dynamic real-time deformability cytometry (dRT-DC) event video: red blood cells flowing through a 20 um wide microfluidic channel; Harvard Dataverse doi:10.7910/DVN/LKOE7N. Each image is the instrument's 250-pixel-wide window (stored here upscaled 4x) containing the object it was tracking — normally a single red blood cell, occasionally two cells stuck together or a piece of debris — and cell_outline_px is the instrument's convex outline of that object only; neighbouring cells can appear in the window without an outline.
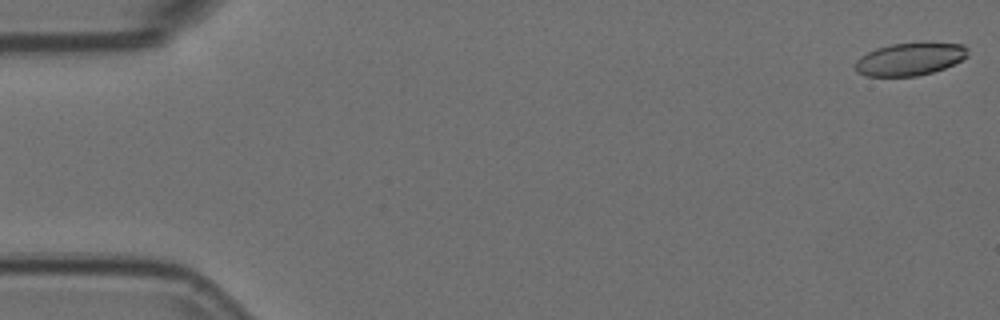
{"species": "Egyptian fruit bat (a non-hibernating species)", "species_latin": "Rousettus aegyptiacus", "temperature_condition": "room temperature", "stored_images_in_passage": 6, "camera_frame_rate_fps": 3000, "um_per_image_px": 0.085, "animal": {"sex": "female"}, "frame": {"image": 1, "passage_image": 1, "time_ms": 0.0, "image_size_px": [1000, 320], "cell_outline_px": [[968, 56], [944, 68], [932, 72], [916, 76], [864, 76], [856, 72], [856, 60], [860, 56], [876, 48], [892, 44], [964, 44], [968, 48]], "centroid_in_image_um": [77.3, 5.04], "position_along_channel_um": 7.7, "area_um2": 20.98}}
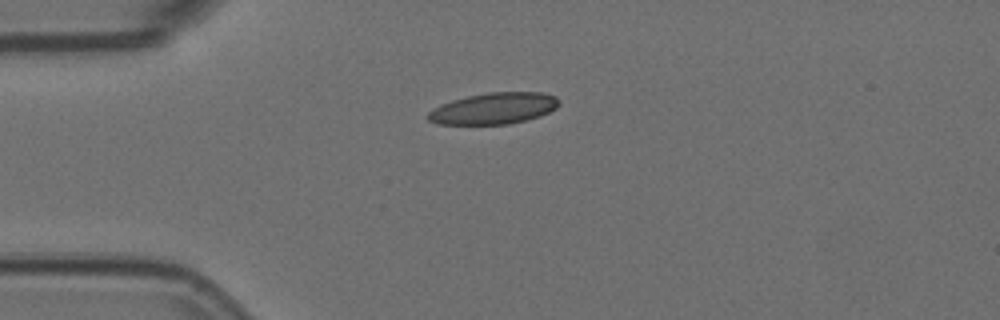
{"frame": {"image": 2, "passage_image": 5, "time_ms": 1.333, "image_size_px": [1000, 320], "cell_outline_px": [[560, 104], [556, 108], [540, 116], [508, 124], [436, 124], [428, 120], [424, 116], [432, 108], [440, 104], [452, 100], [468, 96], [488, 92], [544, 92], [556, 96], [560, 100]], "centroid_in_image_um": [41.95, 9.21], "position_along_channel_um": 43.1, "area_um2": 24.16}}